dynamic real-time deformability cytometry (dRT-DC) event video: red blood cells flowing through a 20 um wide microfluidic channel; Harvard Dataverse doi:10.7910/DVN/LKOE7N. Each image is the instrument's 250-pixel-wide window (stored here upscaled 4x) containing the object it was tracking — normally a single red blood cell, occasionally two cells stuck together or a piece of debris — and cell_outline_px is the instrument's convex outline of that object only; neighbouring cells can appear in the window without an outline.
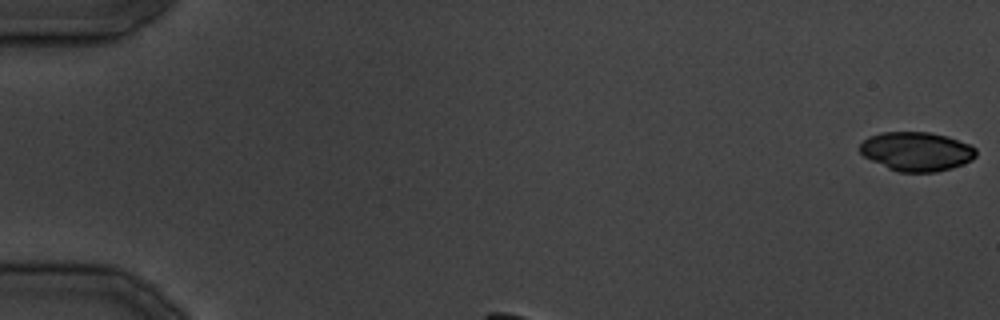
{"species": "common noctule bat (a hibernating species)", "species_latin": "Nyctalus noctula", "temperature_condition": "cold", "stored_images_in_passage": 25, "camera_frame_rate_fps": 3000, "um_per_image_px": 0.085, "animal": {"sex": "male", "body_mass_g": 19.5, "forearm_length_mm": 54.6}, "frame": {"image": 1, "passage_image": 1, "time_ms": 0.0, "image_size_px": [1000, 320], "cell_outline_px": [[976, 156], [972, 160], [964, 164], [952, 168], [936, 172], [900, 172], [888, 168], [864, 156], [860, 152], [860, 144], [868, 136], [880, 132], [928, 132], [948, 136], [968, 144], [976, 148]], "centroid_in_image_um": [77.92, 12.87], "position_along_channel_um": 7.1, "area_um2": 26.47}}
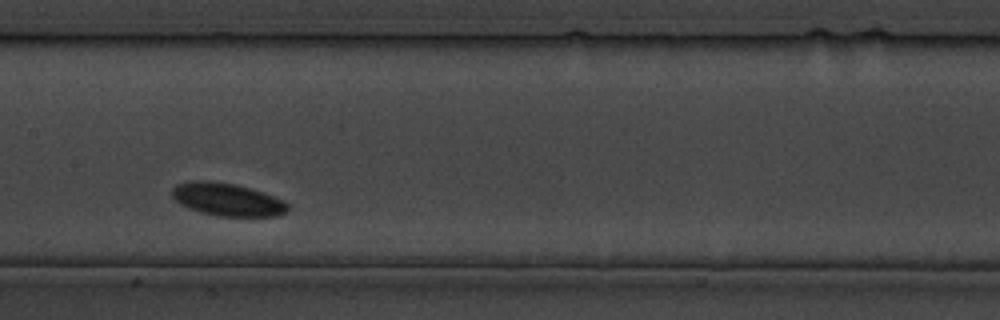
{"frame": {"image": 2, "passage_image": 12, "time_ms": 13.667, "image_size_px": [1000, 320], "cell_outline_px": [[288, 208], [284, 212], [276, 216], [220, 216], [188, 208], [180, 204], [172, 196], [172, 188], [176, 184], [192, 180], [208, 180], [236, 184], [264, 192], [284, 200], [288, 204]], "centroid_in_image_um": [19.31, 16.93], "position_along_channel_um": 188.1, "area_um2": 22.08}}
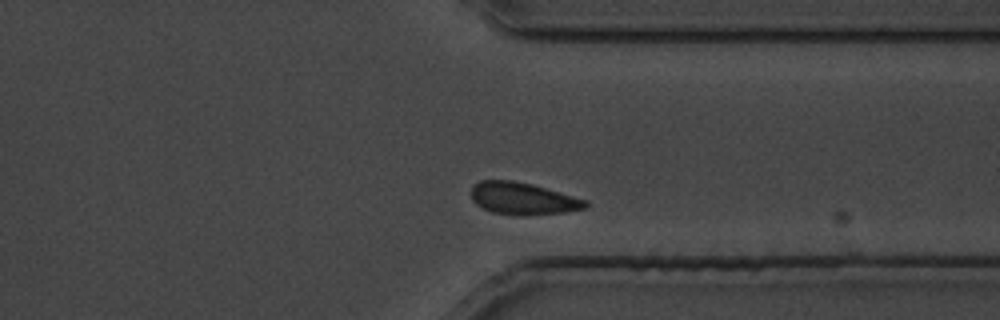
{"frame": {"image": 3, "passage_image": 22, "time_ms": 26.0, "image_size_px": [1000, 320], "cell_outline_px": [[588, 208], [564, 212], [524, 216], [492, 212], [476, 204], [472, 200], [472, 188], [480, 180], [512, 180], [532, 184], [588, 200]], "centroid_in_image_um": [44.48, 16.88], "position_along_channel_um": 366.9, "area_um2": 21.39}}